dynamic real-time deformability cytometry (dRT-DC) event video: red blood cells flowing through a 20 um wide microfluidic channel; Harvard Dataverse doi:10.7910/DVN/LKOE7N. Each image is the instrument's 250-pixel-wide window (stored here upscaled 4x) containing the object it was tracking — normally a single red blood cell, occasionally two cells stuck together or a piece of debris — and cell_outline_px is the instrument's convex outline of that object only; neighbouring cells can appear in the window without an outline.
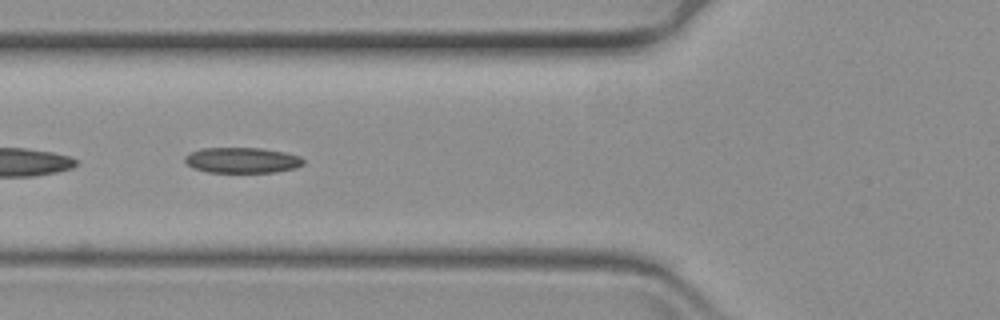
{"species": "common noctule bat (a hibernating species)", "species_latin": "Nyctalus noctula", "temperature_condition": "warm", "stored_images_in_passage": 12, "camera_frame_rate_fps": 3000, "um_per_image_px": 0.085, "animal": {"sex": "female", "body_mass_g": 19.3, "forearm_length_mm": 54.1}, "frame": {"image": 1, "passage_image": 6, "time_ms": 1.667, "image_size_px": [1000, 320], "cell_outline_px": [[304, 164], [296, 168], [276, 172], [208, 172], [192, 168], [184, 160], [184, 156], [200, 148], [260, 148], [284, 152], [300, 156], [304, 160]], "centroid_in_image_um": [20.59, 13.62], "position_along_channel_um": 105.2, "area_um2": 17.69}}
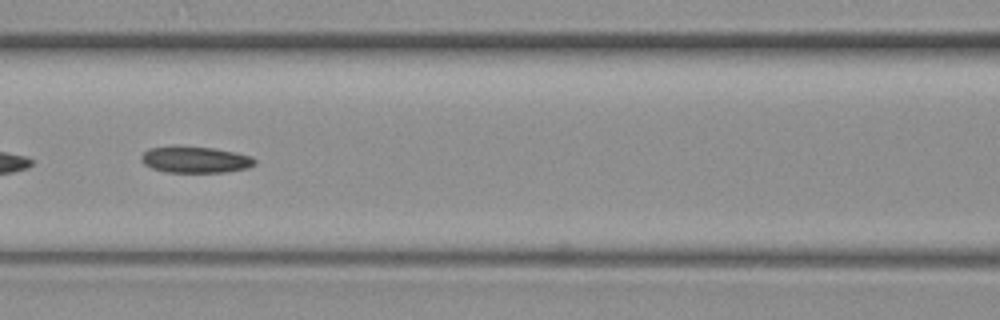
{"frame": {"image": 2, "passage_image": 10, "time_ms": 3.0, "image_size_px": [1000, 320], "cell_outline_px": [[256, 164], [248, 168], [224, 172], [164, 172], [152, 168], [144, 164], [140, 160], [140, 156], [148, 148], [172, 144], [216, 148], [236, 152], [252, 156], [256, 160]], "centroid_in_image_um": [16.56, 13.54], "position_along_channel_um": 150.0, "area_um2": 18.09}}